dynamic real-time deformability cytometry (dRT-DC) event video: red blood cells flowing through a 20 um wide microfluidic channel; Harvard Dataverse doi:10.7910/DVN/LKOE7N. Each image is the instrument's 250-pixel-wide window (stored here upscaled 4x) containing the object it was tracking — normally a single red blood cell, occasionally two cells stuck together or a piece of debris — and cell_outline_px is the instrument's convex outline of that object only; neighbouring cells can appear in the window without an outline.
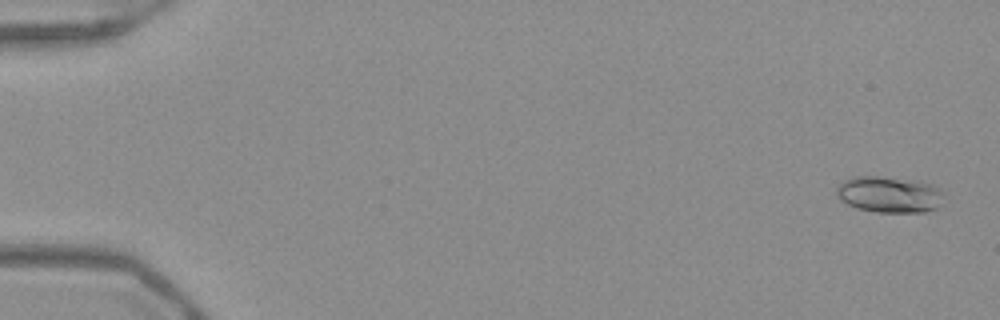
{"species": "Egyptian fruit bat (a non-hibernating species)", "species_latin": "Rousettus aegyptiacus", "temperature_condition": "warm", "stored_images_in_passage": 53, "camera_frame_rate_fps": 3000, "um_per_image_px": 0.085, "frame": {"image": 1, "passage_image": 2, "time_ms": 0.333, "image_size_px": [1000, 320], "cell_outline_px": [[944, 192], [936, 208], [924, 212], [876, 212], [856, 208], [840, 200], [836, 192], [836, 188], [844, 180], [852, 176], [880, 176], [916, 180], [932, 184], [940, 188]], "centroid_in_image_um": [75.57, 16.51], "position_along_channel_um": 9.4, "area_um2": 22.77}}
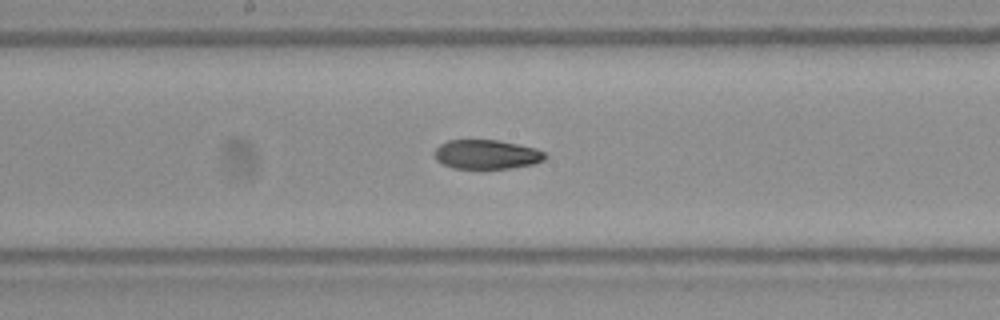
{"frame": {"image": 2, "passage_image": 29, "time_ms": 9.333, "image_size_px": [1000, 320], "cell_outline_px": [[548, 156], [544, 160], [536, 164], [512, 168], [452, 168], [436, 160], [432, 152], [440, 144], [448, 140], [500, 140], [536, 148], [544, 152]], "centroid_in_image_um": [41.38, 13.12], "position_along_channel_um": 206.8, "area_um2": 19.07}}
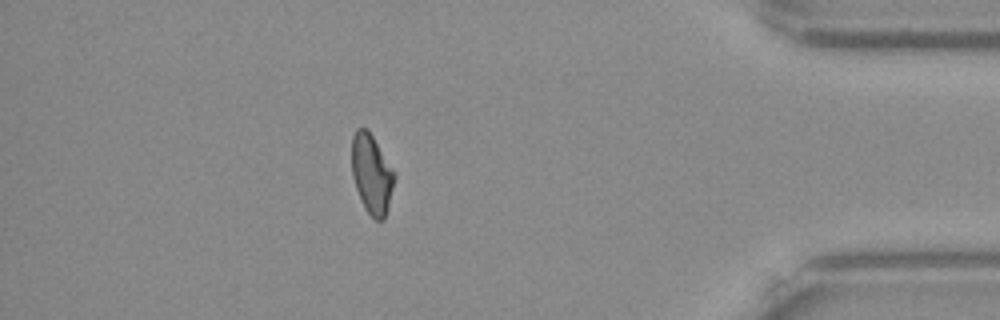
{"frame": {"image": 3, "passage_image": 47, "time_ms": 15.333, "image_size_px": [1000, 320], "cell_outline_px": [[396, 176], [384, 220], [376, 220], [364, 208], [356, 188], [352, 176], [352, 136], [356, 128], [364, 128], [372, 136], [396, 172]], "centroid_in_image_um": [31.6, 14.79], "position_along_channel_um": 403.6, "area_um2": 19.59}, "authors_computed_cell_mechanics": {"area_um2": 19.8254, "velocity_mm_per_s": 3.9232, "shape_relaxation_time_tau1_ms": null, "shape_relaxation_time_tau2_ms": 6.3349, "deformation_change_tau1": null, "deformation_change_tau2": 0.1213}}